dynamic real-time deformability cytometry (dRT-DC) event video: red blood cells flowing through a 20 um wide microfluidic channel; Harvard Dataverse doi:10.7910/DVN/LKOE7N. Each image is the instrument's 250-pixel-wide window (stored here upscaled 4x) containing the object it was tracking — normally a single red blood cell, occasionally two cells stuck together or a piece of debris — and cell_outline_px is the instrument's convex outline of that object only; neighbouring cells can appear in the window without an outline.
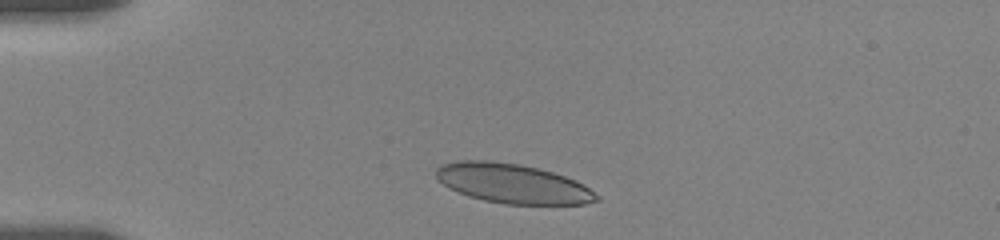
{"species": "human", "species_latin": "Homo sapiens", "temperature_condition": "room temperature", "stored_images_in_passage": 13, "camera_frame_rate_fps": 3000, "um_per_image_px": 0.085, "donor": {"sex": "female"}, "frame": {"image": 1, "passage_image": 5, "time_ms": 1.333, "image_size_px": [1000, 240], "cell_outline_px": [[600, 200], [584, 204], [504, 204], [484, 200], [468, 196], [444, 184], [436, 176], [436, 168], [440, 164], [460, 160], [488, 160], [520, 164], [552, 172], [576, 180], [584, 184], [600, 196]], "centroid_in_image_um": [43.6, 15.6], "position_along_channel_um": 41.4, "area_um2": 36.82}}
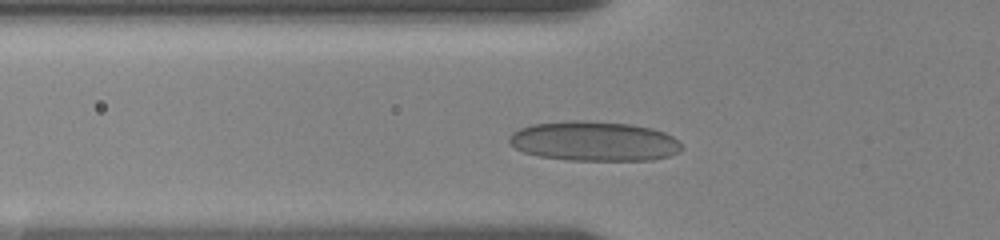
{"frame": {"image": 2, "passage_image": 13, "time_ms": 3.333, "image_size_px": [1000, 240], "cell_outline_px": [[684, 148], [680, 152], [668, 156], [652, 160], [568, 160], [540, 156], [524, 152], [516, 148], [508, 140], [508, 136], [512, 132], [520, 128], [532, 124], [572, 120], [584, 120], [632, 124], [652, 128], [664, 132], [672, 136]], "centroid_in_image_um": [50.51, 12.0], "position_along_channel_um": 75.3, "area_um2": 40.0}}